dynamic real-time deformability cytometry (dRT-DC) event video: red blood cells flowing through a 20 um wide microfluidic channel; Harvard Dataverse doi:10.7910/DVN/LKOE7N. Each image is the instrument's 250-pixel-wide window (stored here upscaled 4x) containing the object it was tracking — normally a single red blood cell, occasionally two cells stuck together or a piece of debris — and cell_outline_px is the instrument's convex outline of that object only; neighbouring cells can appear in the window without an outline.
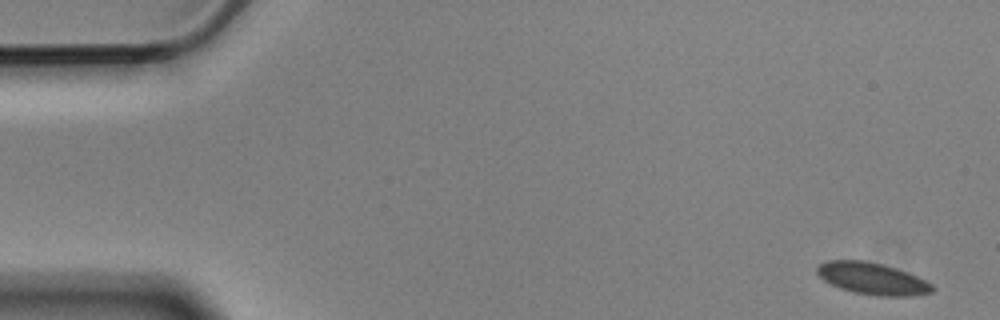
{"species": "Egyptian fruit bat (a non-hibernating species)", "species_latin": "Rousettus aegyptiacus", "temperature_condition": "cold", "stored_images_in_passage": 5, "camera_frame_rate_fps": 3000, "um_per_image_px": 0.085, "animal": {"sex": "male"}, "frame": {"image": 1, "passage_image": 1, "time_ms": 0.0, "image_size_px": [1000, 320], "cell_outline_px": [[936, 288], [932, 292], [912, 296], [880, 296], [852, 292], [840, 288], [824, 280], [816, 272], [816, 268], [820, 264], [828, 260], [864, 260], [896, 268], [908, 272], [932, 284]], "centroid_in_image_um": [74.16, 23.68], "position_along_channel_um": 10.8, "area_um2": 21.33}}
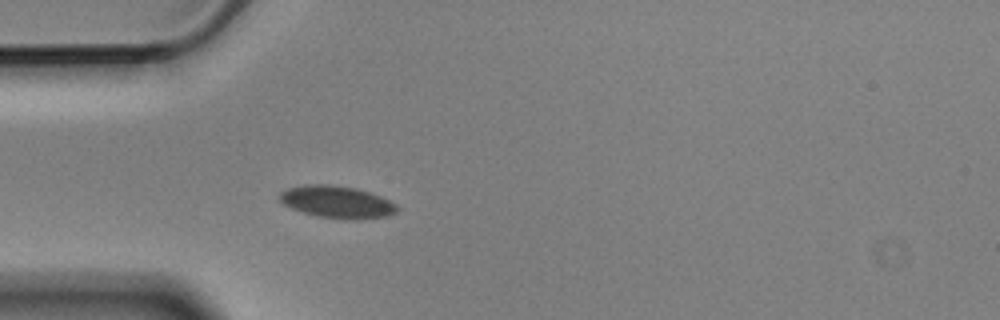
{"frame": {"image": 2, "passage_image": 5, "time_ms": 1.333, "image_size_px": [1000, 320], "cell_outline_px": [[400, 208], [396, 212], [388, 216], [356, 220], [352, 220], [316, 216], [292, 208], [284, 204], [276, 196], [280, 192], [288, 188], [304, 184], [328, 184], [356, 188], [380, 196], [396, 204]], "centroid_in_image_um": [28.64, 17.17], "position_along_channel_um": 56.4, "area_um2": 22.14}}